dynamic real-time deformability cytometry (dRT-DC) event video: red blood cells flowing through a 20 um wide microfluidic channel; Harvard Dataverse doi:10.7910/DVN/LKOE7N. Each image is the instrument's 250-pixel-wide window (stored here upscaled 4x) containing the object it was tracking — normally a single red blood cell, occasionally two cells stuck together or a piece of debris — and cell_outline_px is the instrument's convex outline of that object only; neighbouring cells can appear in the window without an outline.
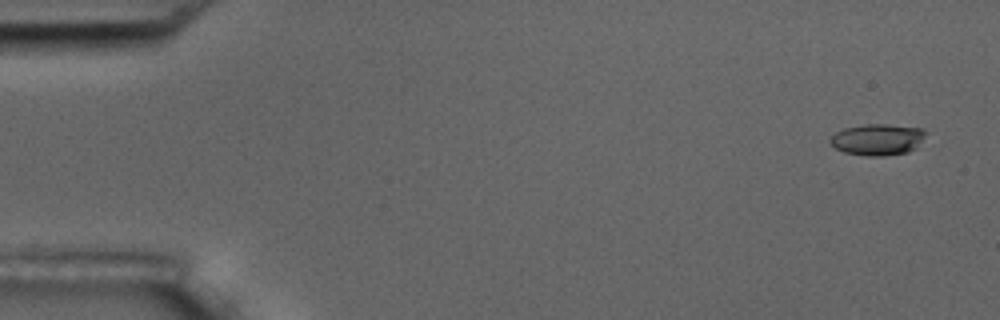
{"species": "common noctule bat (a hibernating species)", "species_latin": "Nyctalus noctula", "temperature_condition": "room temperature", "stored_images_in_passage": 5, "camera_frame_rate_fps": 3000, "um_per_image_px": 0.085, "animal": {"sex": "male", "body_mass_g": 17.5, "forearm_length_mm": 52.3}, "frame": {"image": 1, "passage_image": 1, "time_ms": 0.0, "image_size_px": [1000, 320], "cell_outline_px": [[928, 132], [916, 148], [908, 152], [884, 156], [868, 156], [844, 152], [836, 148], [828, 140], [836, 132], [844, 128], [864, 124], [884, 124], [924, 128]], "centroid_in_image_um": [74.62, 11.85], "position_along_channel_um": 10.4, "area_um2": 17.57}}
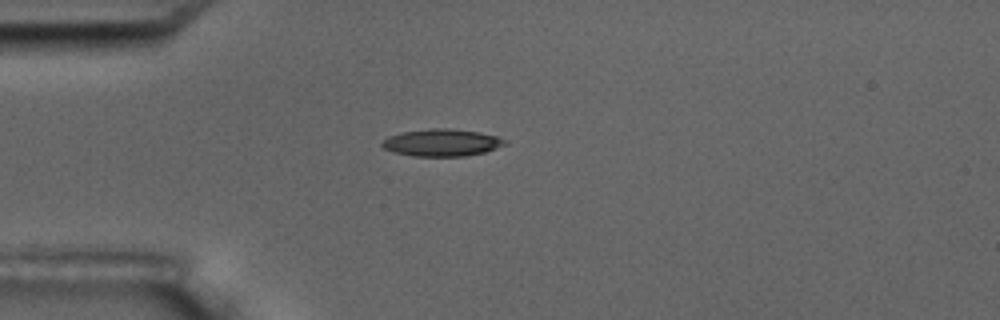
{"frame": {"image": 2, "passage_image": 4, "time_ms": 4.333, "image_size_px": [1000, 320], "cell_outline_px": [[508, 144], [484, 152], [464, 156], [412, 156], [392, 152], [384, 148], [380, 144], [388, 136], [400, 132], [432, 128], [448, 128], [480, 132], [500, 136], [508, 140]], "centroid_in_image_um": [37.58, 12.11], "position_along_channel_um": 47.4, "area_um2": 19.71}}